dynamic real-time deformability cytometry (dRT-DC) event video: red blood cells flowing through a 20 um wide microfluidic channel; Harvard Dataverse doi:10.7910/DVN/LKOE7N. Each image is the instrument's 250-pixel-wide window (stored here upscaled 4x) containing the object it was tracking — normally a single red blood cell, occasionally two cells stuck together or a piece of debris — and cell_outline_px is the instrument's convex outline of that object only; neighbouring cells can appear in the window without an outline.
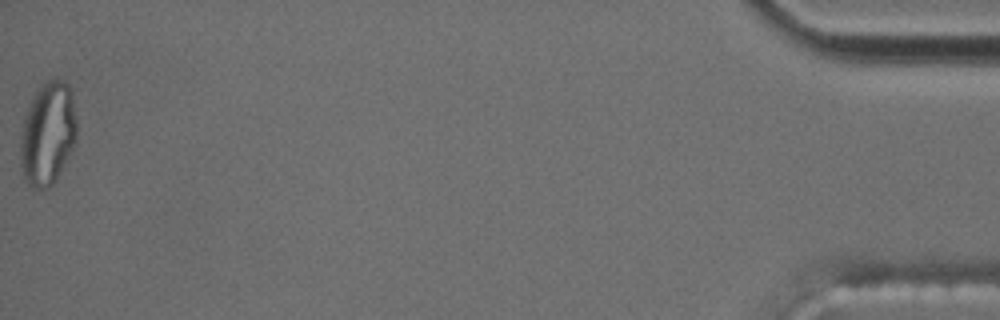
{"species": "common noctule bat (a hibernating species)", "species_latin": "Nyctalus noctula", "temperature_condition": "cold", "stored_images_in_passage": 46, "segment_of_instrument_passage": [2, 2], "camera_frame_rate_fps": 3000, "um_per_image_px": 0.085, "animal": {"sex": "male", "body_mass_g": 17.5, "forearm_length_mm": 52.3}, "frame": {"image": 1, "passage_image": 46, "time_ms": 15.0, "image_size_px": [1000, 320], "cell_outline_px": [[76, 136], [72, 148], [52, 184], [48, 188], [36, 188], [28, 184], [24, 176], [20, 164], [20, 136], [24, 120], [32, 100], [36, 92], [48, 80], [64, 80], [72, 88], [76, 116]], "centroid_in_image_um": [4.06, 11.34], "position_along_channel_um": 431.1, "area_um2": 33.29}}